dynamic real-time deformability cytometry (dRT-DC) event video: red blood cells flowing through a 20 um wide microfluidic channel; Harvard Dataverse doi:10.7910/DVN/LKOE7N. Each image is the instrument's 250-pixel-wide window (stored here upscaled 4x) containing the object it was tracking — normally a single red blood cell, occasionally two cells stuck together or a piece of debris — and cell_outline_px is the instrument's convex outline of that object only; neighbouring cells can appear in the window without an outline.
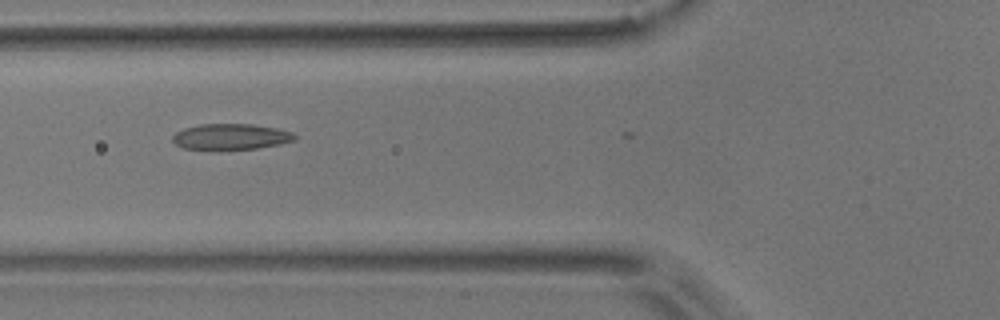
{"species": "common noctule bat (a hibernating species)", "species_latin": "Nyctalus noctula", "temperature_condition": "room temperature", "stored_images_in_passage": 6, "camera_frame_rate_fps": 3000, "um_per_image_px": 0.085, "animal": {"sex": "male", "body_mass_g": 17.9}, "frame": {"image": 1, "passage_image": 5, "time_ms": 4.667, "image_size_px": [1000, 320], "cell_outline_px": [[296, 140], [280, 144], [256, 148], [184, 148], [176, 144], [172, 140], [172, 136], [176, 132], [184, 128], [200, 124], [252, 124], [276, 128], [292, 132], [296, 136]], "centroid_in_image_um": [19.64, 11.59], "position_along_channel_um": 106.2, "area_um2": 17.98}}